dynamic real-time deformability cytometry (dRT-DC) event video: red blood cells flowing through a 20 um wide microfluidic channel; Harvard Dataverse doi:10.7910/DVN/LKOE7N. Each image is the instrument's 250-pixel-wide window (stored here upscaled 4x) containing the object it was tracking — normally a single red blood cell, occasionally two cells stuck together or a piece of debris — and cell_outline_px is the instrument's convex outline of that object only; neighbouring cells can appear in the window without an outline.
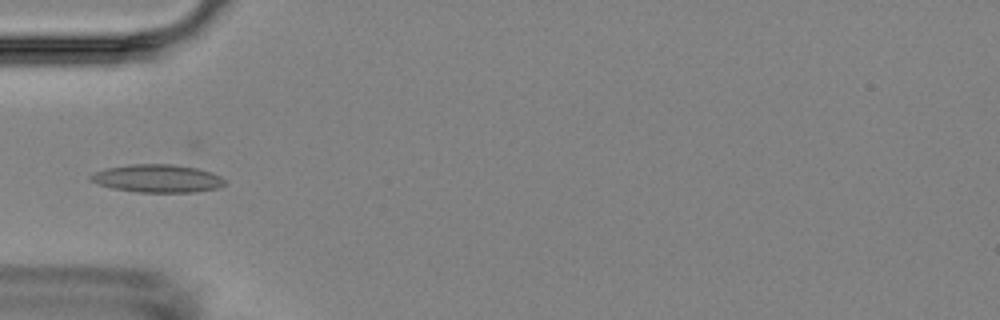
{"species": "Egyptian fruit bat (a non-hibernating species)", "species_latin": "Rousettus aegyptiacus", "temperature_condition": "room temperature", "stored_images_in_passage": 13, "camera_frame_rate_fps": 3000, "um_per_image_px": 0.085, "animal": {"sex": "female"}, "frame": {"image": 1, "passage_image": 4, "time_ms": 4.667, "image_size_px": [1000, 320], "cell_outline_px": [[224, 184], [220, 188], [196, 192], [136, 192], [112, 188], [96, 184], [88, 180], [88, 176], [96, 172], [108, 168], [128, 164], [172, 164], [196, 168], [212, 172], [220, 176], [224, 180]], "centroid_in_image_um": [13.36, 15.17], "position_along_channel_um": 71.6, "area_um2": 21.96}}
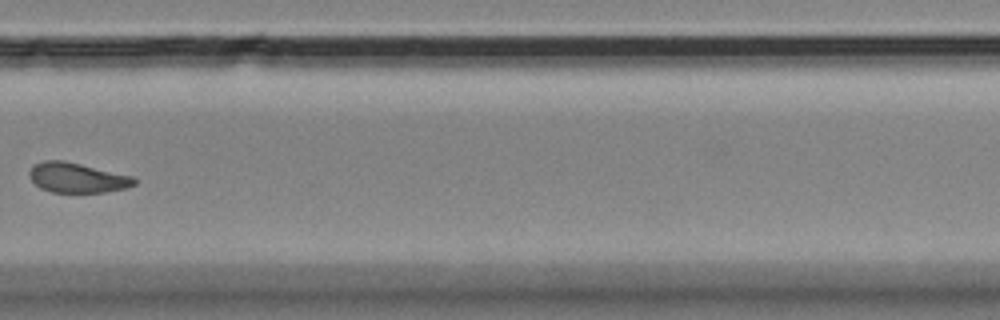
{"frame": {"image": 2, "passage_image": 10, "time_ms": 11.667, "image_size_px": [1000, 320], "cell_outline_px": [[136, 184], [128, 188], [104, 192], [52, 192], [40, 188], [28, 176], [28, 172], [32, 164], [44, 160], [64, 160], [132, 176], [136, 180]], "centroid_in_image_um": [6.53, 15.1], "position_along_channel_um": 323.3, "area_um2": 18.38}}
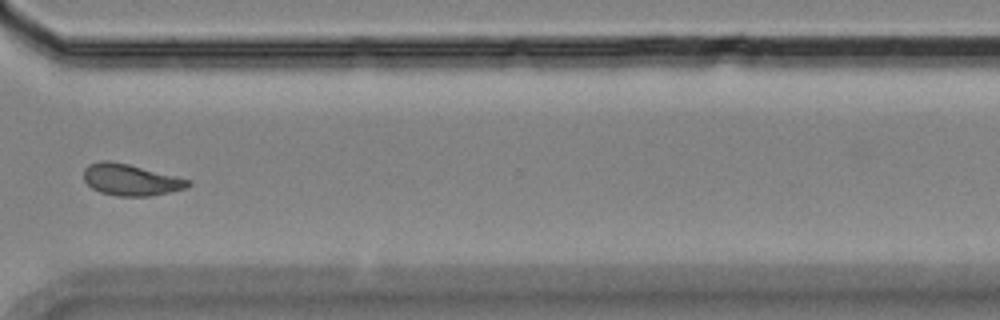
{"frame": {"image": 3, "passage_image": 11, "time_ms": 12.667, "image_size_px": [1000, 320], "cell_outline_px": [[192, 184], [188, 188], [148, 196], [116, 196], [100, 192], [92, 188], [84, 180], [84, 168], [88, 164], [100, 160], [108, 160], [128, 164], [188, 180]], "centroid_in_image_um": [11.05, 15.28], "position_along_channel_um": 359.5, "area_um2": 18.9}, "authors_computed_cell_mechanics": {"area_um2": 18.9006, "velocity_mm_per_s": 3.5995, "shape_relaxation_time_tau1_ms": 7.7283, "shape_relaxation_time_tau2_ms": 4.0409, "deformation_change_tau1": 0.1417, "deformation_change_tau2": 0.0997}}